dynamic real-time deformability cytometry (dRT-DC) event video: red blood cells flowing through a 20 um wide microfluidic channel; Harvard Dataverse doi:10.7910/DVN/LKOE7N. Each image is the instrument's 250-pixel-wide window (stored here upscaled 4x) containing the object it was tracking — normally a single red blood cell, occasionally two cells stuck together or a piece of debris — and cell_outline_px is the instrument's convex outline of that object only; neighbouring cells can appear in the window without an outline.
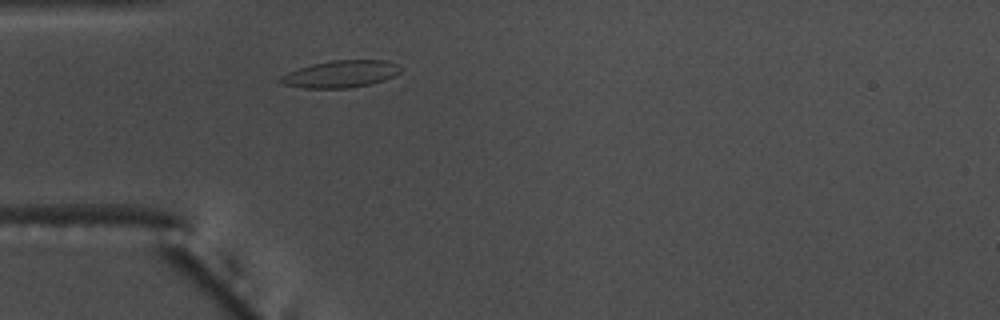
{"species": "common noctule bat (a hibernating species)", "species_latin": "Nyctalus noctula", "temperature_condition": "warm", "stored_images_in_passage": 40, "camera_frame_rate_fps": 3000, "um_per_image_px": 0.085, "animal": {"sex": "male", "body_mass_g": 17.5, "forearm_length_mm": 52.3}, "frame": {"image": 1, "passage_image": 1, "time_ms": 0.0, "image_size_px": [1000, 320], "cell_outline_px": [[400, 72], [384, 80], [372, 84], [348, 88], [304, 88], [284, 84], [276, 80], [280, 76], [288, 72], [312, 64], [332, 60], [384, 60], [396, 64]], "centroid_in_image_um": [28.91, 6.3], "position_along_channel_um": 56.1, "area_um2": 18.79}}
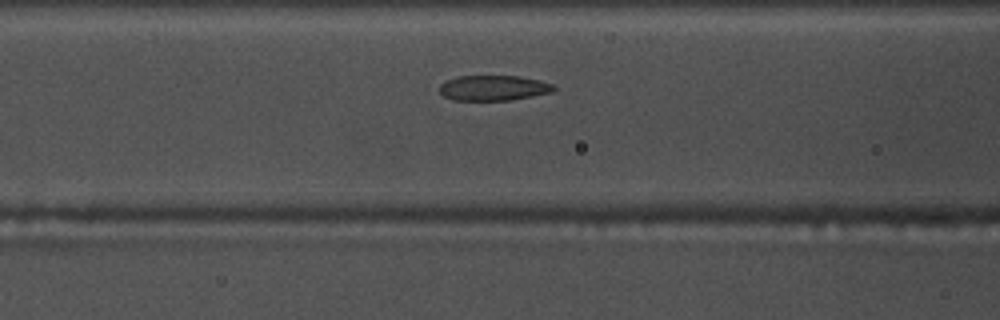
{"frame": {"image": 2, "passage_image": 7, "time_ms": 2.0, "image_size_px": [1000, 320], "cell_outline_px": [[556, 88], [552, 92], [512, 100], [452, 100], [444, 96], [440, 92], [440, 84], [456, 76], [520, 76], [540, 80], [552, 84]], "centroid_in_image_um": [41.95, 7.47], "position_along_channel_um": 124.6, "area_um2": 16.82}}
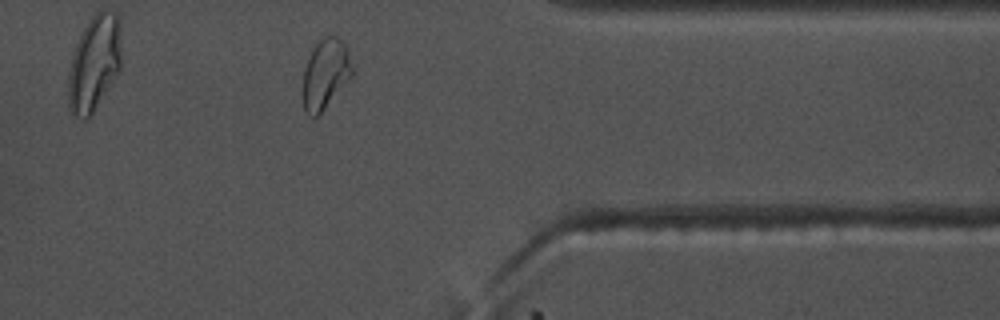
{"frame": {"image": 3, "passage_image": 29, "time_ms": 9.333, "image_size_px": [1000, 320], "cell_outline_px": [[352, 76], [324, 108], [312, 120], [304, 112], [304, 68], [312, 48], [324, 36], [336, 36], [344, 44], [348, 52], [352, 68]], "centroid_in_image_um": [27.64, 6.29], "position_along_channel_um": 383.8, "area_um2": 19.65}, "authors_computed_cell_mechanics": {"area_um2": 17.918, "velocity_mm_per_s": 3.7037, "shape_relaxation_time_tau1_ms": 6.8832, "shape_relaxation_time_tau2_ms": 1.5721, "deformation_change_tau1": 0.1788, "deformation_change_tau2": 0.0711}}